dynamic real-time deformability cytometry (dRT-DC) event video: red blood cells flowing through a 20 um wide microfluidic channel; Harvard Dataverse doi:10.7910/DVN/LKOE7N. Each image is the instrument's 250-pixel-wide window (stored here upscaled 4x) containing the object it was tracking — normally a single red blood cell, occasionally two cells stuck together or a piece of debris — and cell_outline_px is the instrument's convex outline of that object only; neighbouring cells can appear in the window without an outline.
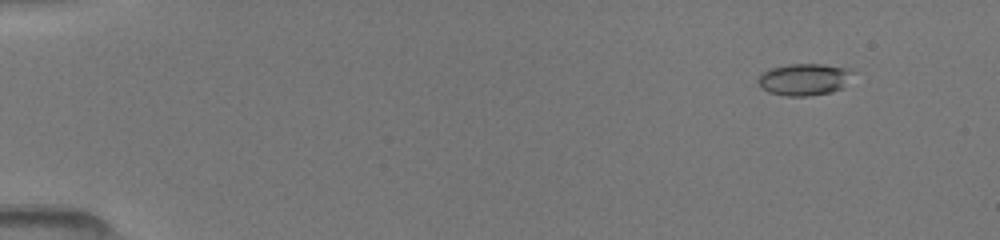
{"species": "common noctule bat (a hibernating species)", "species_latin": "Nyctalus noctula", "temperature_condition": "room temperature", "stored_images_in_passage": 58, "camera_frame_rate_fps": 3000, "um_per_image_px": 0.085, "animal": {"sex": "female", "body_mass_g": 19.5, "forearm_length_mm": 54.1}, "frame": {"image": 1, "passage_image": 6, "time_ms": 1.0, "image_size_px": [1000, 240], "cell_outline_px": [[848, 72], [840, 88], [832, 92], [808, 96], [788, 96], [768, 92], [760, 88], [756, 80], [760, 72], [768, 68], [788, 64], [824, 64], [848, 68]], "centroid_in_image_um": [68.17, 6.74], "position_along_channel_um": 16.8, "area_um2": 17.34}}
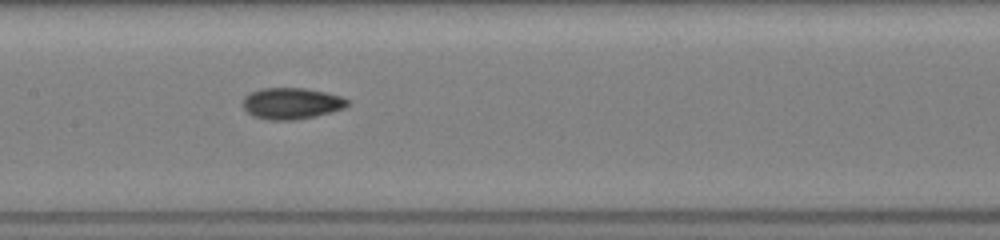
{"frame": {"image": 2, "passage_image": 23, "time_ms": 8.0, "image_size_px": [1000, 240], "cell_outline_px": [[352, 100], [344, 108], [332, 112], [292, 120], [268, 120], [252, 116], [244, 108], [244, 96], [248, 92], [260, 88], [304, 88], [324, 92], [340, 96]], "centroid_in_image_um": [24.76, 8.78], "position_along_channel_um": 182.6, "area_um2": 19.13}}
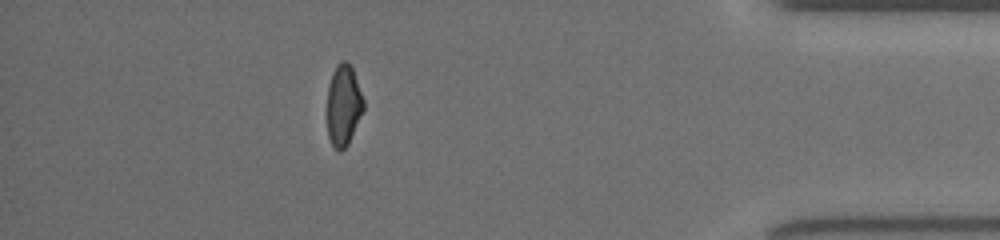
{"frame": {"image": 3, "passage_image": 50, "time_ms": 14.333, "image_size_px": [1000, 240], "cell_outline_px": [[364, 108], [348, 144], [340, 152], [332, 144], [328, 136], [328, 84], [332, 72], [336, 64], [340, 60], [348, 60], [352, 68], [364, 100]], "centroid_in_image_um": [29.19, 8.89], "position_along_channel_um": 406.0, "area_um2": 17.11}}